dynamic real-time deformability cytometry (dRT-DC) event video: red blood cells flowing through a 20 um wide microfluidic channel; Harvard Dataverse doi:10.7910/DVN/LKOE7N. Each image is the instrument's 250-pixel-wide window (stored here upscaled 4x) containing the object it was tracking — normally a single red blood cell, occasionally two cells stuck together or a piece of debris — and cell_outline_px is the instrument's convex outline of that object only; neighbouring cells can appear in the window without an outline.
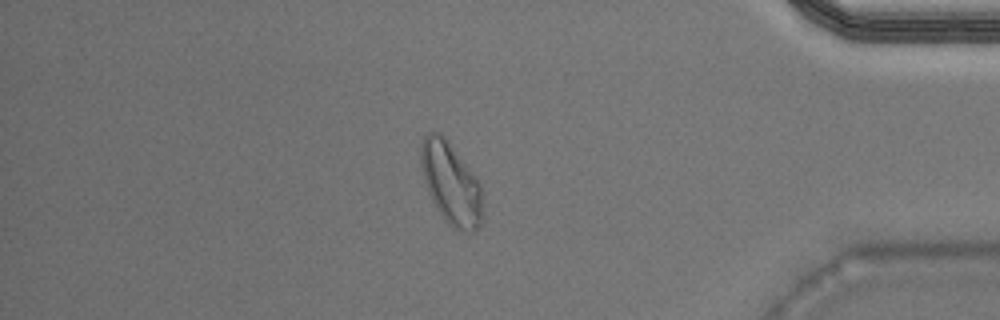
{"species": "Egyptian fruit bat (a non-hibernating species)", "species_latin": "Rousettus aegyptiacus", "temperature_condition": "warm", "stored_images_in_passage": 41, "camera_frame_rate_fps": 3000, "um_per_image_px": 0.085, "animal": {"sex": "male"}, "frame": {"image": 1, "passage_image": 35, "time_ms": 11.333, "image_size_px": [1000, 320], "cell_outline_px": [[480, 224], [472, 232], [456, 232], [444, 220], [432, 200], [428, 192], [424, 180], [420, 164], [420, 144], [424, 136], [428, 132], [440, 132], [444, 136], [480, 184]], "centroid_in_image_um": [38.26, 15.59], "position_along_channel_um": 396.9, "area_um2": 28.96}}